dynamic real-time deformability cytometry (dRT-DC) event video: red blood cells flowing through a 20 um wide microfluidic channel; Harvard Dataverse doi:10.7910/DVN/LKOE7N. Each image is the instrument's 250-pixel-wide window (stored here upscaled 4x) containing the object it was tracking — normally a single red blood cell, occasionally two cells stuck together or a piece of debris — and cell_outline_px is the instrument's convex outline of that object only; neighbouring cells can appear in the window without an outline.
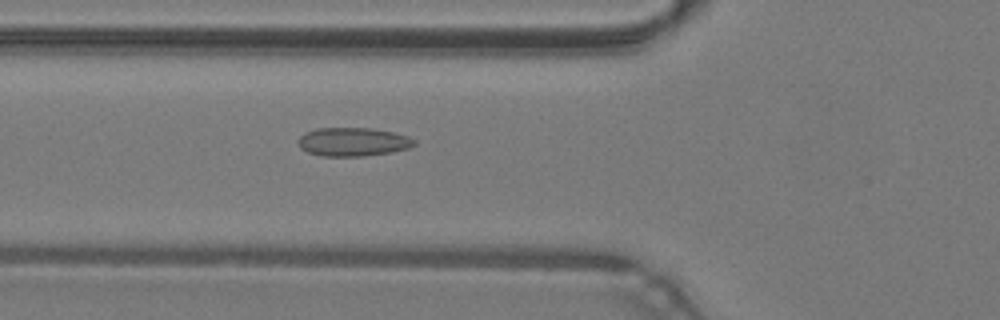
{"species": "common noctule bat (a hibernating species)", "species_latin": "Nyctalus noctula", "temperature_condition": "warm", "stored_images_in_passage": 47, "camera_frame_rate_fps": 3000, "um_per_image_px": 0.085, "animal": {"sex": "male", "body_mass_g": 19.2, "forearm_length_mm": 51.8}, "frame": {"image": 1, "passage_image": 17, "time_ms": 5.333, "image_size_px": [1000, 320], "cell_outline_px": [[416, 144], [408, 148], [392, 152], [364, 156], [324, 156], [308, 152], [300, 148], [296, 140], [304, 132], [316, 128], [372, 128], [392, 132], [408, 136], [416, 140]], "centroid_in_image_um": [29.98, 12.05], "position_along_channel_um": 95.8, "area_um2": 19.48}}
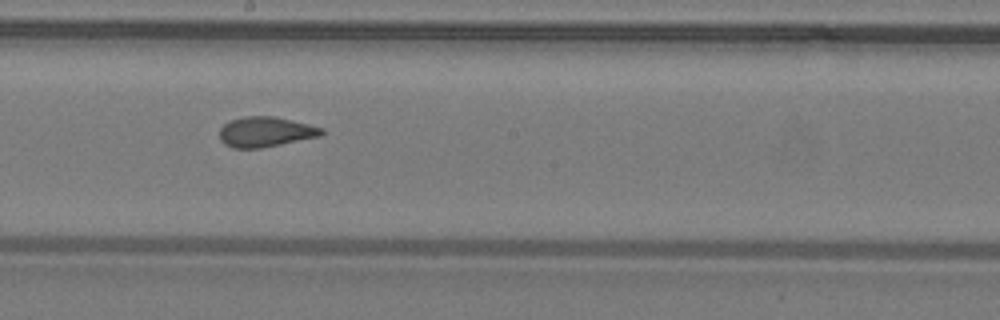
{"frame": {"image": 2, "passage_image": 26, "time_ms": 8.333, "image_size_px": [1000, 320], "cell_outline_px": [[324, 132], [320, 136], [260, 148], [232, 148], [224, 144], [220, 140], [220, 128], [224, 124], [232, 120], [244, 116], [272, 116], [308, 124], [324, 128]], "centroid_in_image_um": [22.55, 11.21], "position_along_channel_um": 225.7, "area_um2": 17.74}}
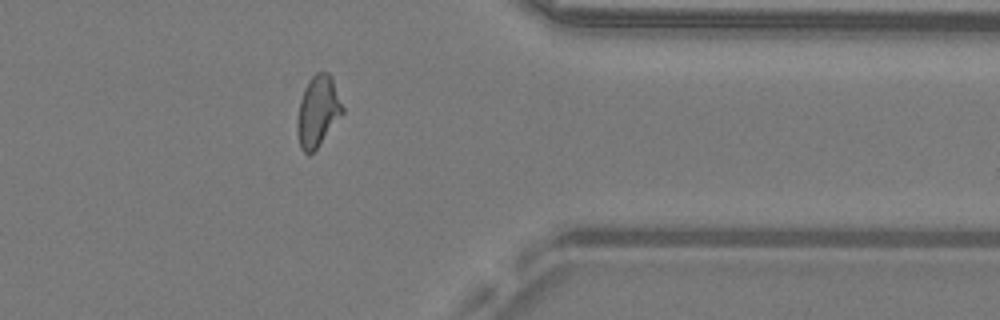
{"frame": {"image": 3, "passage_image": 38, "time_ms": 12.333, "image_size_px": [1000, 320], "cell_outline_px": [[344, 112], [316, 148], [308, 156], [300, 148], [296, 132], [296, 120], [300, 100], [304, 88], [308, 80], [316, 72], [328, 72], [332, 76], [344, 108]], "centroid_in_image_um": [27.0, 9.44], "position_along_channel_um": 384.4, "area_um2": 18.84}, "authors_computed_cell_mechanics": {"area_um2": 18.496, "velocity_mm_per_s": 4.3123, "shape_relaxation_time_tau1_ms": null, "shape_relaxation_time_tau2_ms": 1.1672, "deformation_change_tau1": null, "deformation_change_tau2": 0.0746}}